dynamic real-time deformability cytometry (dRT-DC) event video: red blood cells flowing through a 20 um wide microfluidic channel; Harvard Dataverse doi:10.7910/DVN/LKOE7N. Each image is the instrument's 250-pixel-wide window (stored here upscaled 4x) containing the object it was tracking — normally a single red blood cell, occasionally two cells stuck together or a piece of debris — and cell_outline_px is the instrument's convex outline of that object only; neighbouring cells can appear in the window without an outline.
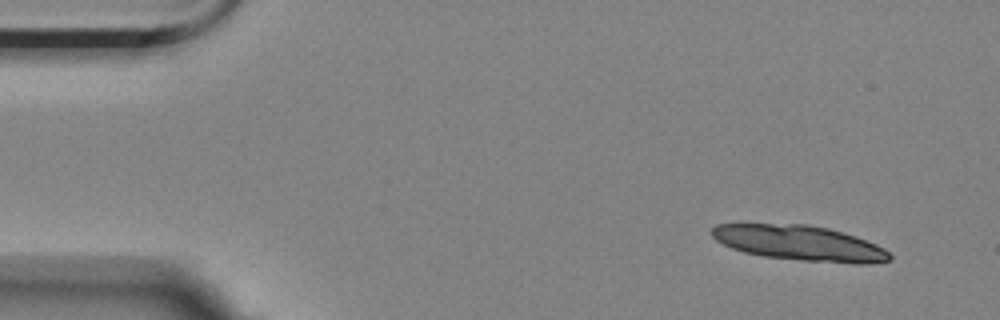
{"species": "Egyptian fruit bat (a non-hibernating species)", "species_latin": "Rousettus aegyptiacus", "temperature_condition": "room temperature", "stored_images_in_passage": 3, "camera_frame_rate_fps": 3000, "um_per_image_px": 0.085, "animal": {"sex": "female"}, "frame": {"image": 1, "passage_image": 1, "time_ms": 0.0, "image_size_px": [1000, 320], "cell_outline_px": [[892, 260], [872, 264], [856, 264], [804, 260], [764, 256], [744, 252], [732, 248], [716, 240], [712, 236], [712, 228], [716, 224], [808, 224], [828, 228], [856, 236], [876, 244], [884, 248], [892, 256]], "centroid_in_image_um": [68.02, 20.66], "position_along_channel_um": 17.0, "area_um2": 36.36}}